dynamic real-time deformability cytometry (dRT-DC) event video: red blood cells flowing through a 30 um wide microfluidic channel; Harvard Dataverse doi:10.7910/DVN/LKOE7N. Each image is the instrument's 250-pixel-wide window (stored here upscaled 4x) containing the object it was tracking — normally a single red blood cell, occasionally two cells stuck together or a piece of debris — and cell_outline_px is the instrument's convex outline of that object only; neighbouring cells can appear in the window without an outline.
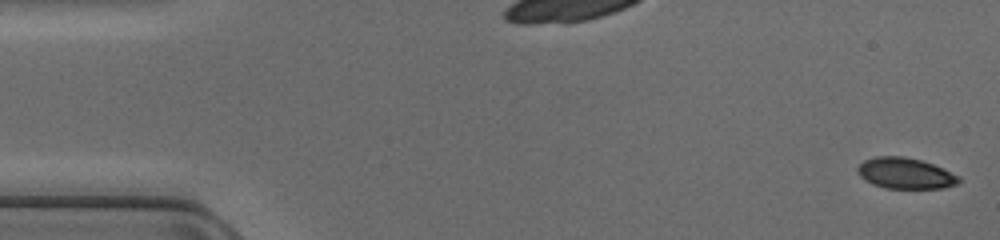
{"species": "common noctule bat (a hibernating species)", "species_latin": "Nyctalus noctula", "temperature_condition": "cold", "stored_images_in_passage": 47, "camera_frame_rate_fps": 3000, "um_per_image_px": 0.085, "animal": {"sex": "female", "body_mass_g": 17.0, "forearm_length_mm": 48.0}, "frame": {"image": 1, "passage_image": 1, "time_ms": 0.0, "image_size_px": [1000, 240], "cell_outline_px": [[960, 180], [956, 184], [944, 188], [884, 188], [872, 184], [864, 180], [856, 172], [856, 168], [864, 160], [876, 156], [904, 156], [920, 160], [932, 164], [960, 176]], "centroid_in_image_um": [76.91, 14.73], "position_along_channel_um": 8.1, "area_um2": 18.26}}
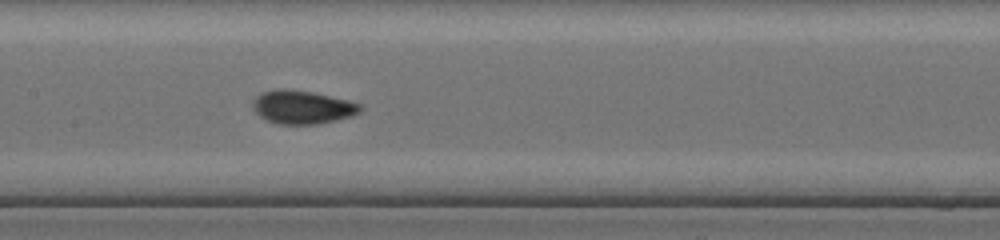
{"frame": {"image": 2, "passage_image": 23, "time_ms": 7.333, "image_size_px": [1000, 240], "cell_outline_px": [[364, 108], [360, 112], [352, 116], [336, 120], [316, 124], [280, 124], [264, 120], [252, 108], [252, 100], [260, 92], [276, 88], [284, 88], [312, 92], [348, 100], [360, 104]], "centroid_in_image_um": [25.67, 9.1], "position_along_channel_um": 181.7, "area_um2": 21.15}}
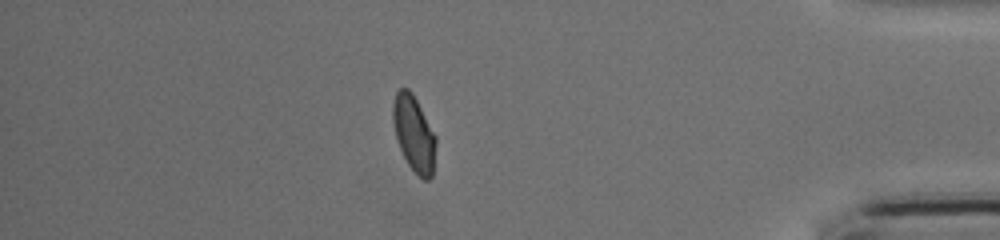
{"frame": {"image": 3, "passage_image": 41, "time_ms": 13.333, "image_size_px": [1000, 240], "cell_outline_px": [[436, 144], [432, 176], [428, 180], [424, 180], [408, 164], [396, 140], [392, 120], [392, 104], [396, 92], [400, 88], [408, 88], [412, 92], [436, 136]], "centroid_in_image_um": [35.17, 11.33], "position_along_channel_um": 400.0, "area_um2": 18.9}}